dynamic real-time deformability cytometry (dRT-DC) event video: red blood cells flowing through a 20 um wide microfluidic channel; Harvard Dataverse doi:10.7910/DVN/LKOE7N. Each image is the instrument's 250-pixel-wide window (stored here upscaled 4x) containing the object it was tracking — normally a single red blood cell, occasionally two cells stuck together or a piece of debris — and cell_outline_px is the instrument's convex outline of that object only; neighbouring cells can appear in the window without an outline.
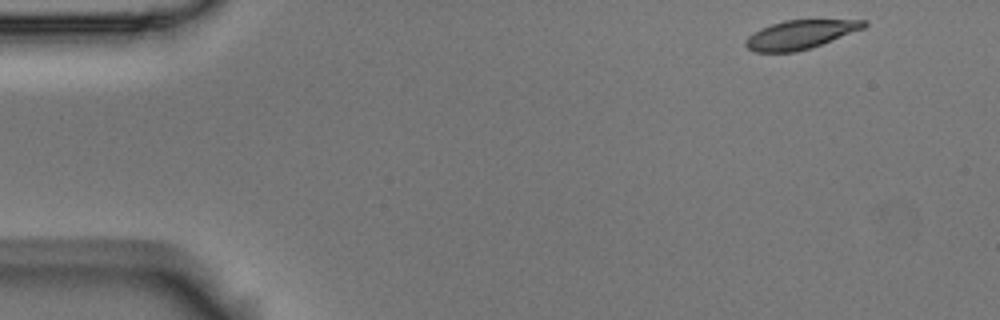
{"species": "Egyptian fruit bat (a non-hibernating species)", "species_latin": "Rousettus aegyptiacus", "temperature_condition": "room temperature", "stored_images_in_passage": 4, "camera_frame_rate_fps": 3000, "um_per_image_px": 0.085, "animal": {"sex": "male"}, "frame": {"image": 1, "passage_image": 1, "time_ms": 0.0, "image_size_px": [1000, 320], "cell_outline_px": [[868, 24], [864, 28], [820, 44], [796, 52], [752, 52], [744, 44], [744, 40], [748, 36], [760, 28], [784, 20], [868, 20]], "centroid_in_image_um": [67.97, 2.94], "position_along_channel_um": 17.0, "area_um2": 19.65}}
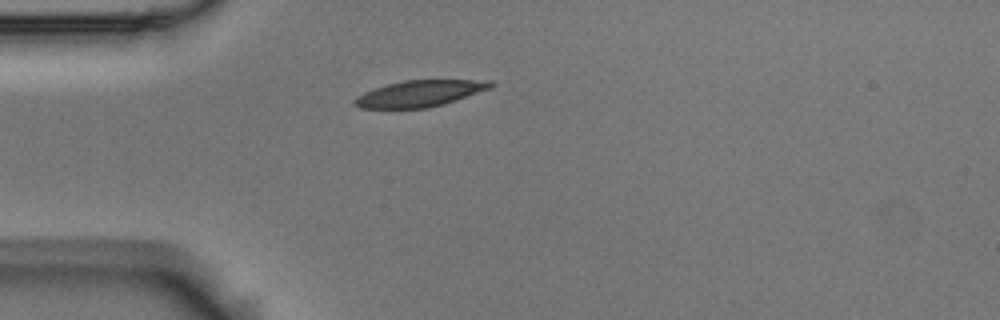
{"frame": {"image": 2, "passage_image": 4, "time_ms": 1.0, "image_size_px": [1000, 320], "cell_outline_px": [[496, 84], [492, 88], [444, 104], [428, 108], [360, 108], [352, 104], [352, 100], [356, 96], [364, 92], [388, 84], [404, 80], [492, 80]], "centroid_in_image_um": [35.7, 7.95], "position_along_channel_um": 49.3, "area_um2": 20.98}}